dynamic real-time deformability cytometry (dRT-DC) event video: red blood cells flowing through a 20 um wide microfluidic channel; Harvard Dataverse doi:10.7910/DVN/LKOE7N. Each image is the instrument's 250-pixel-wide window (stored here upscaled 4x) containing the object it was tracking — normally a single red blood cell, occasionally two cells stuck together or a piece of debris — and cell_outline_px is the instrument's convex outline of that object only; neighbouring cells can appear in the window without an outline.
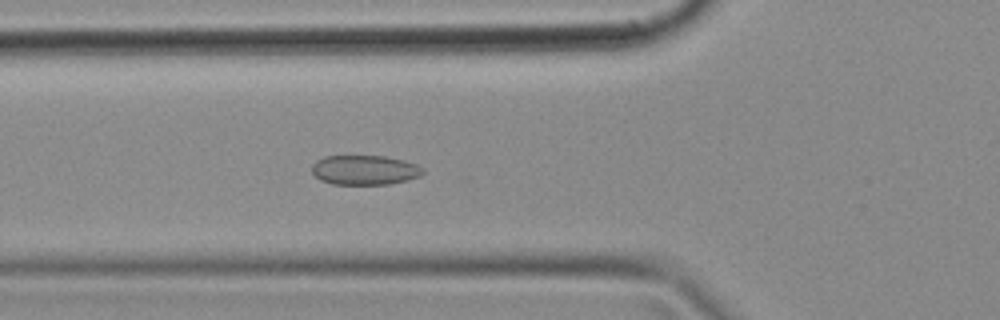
{"species": "common noctule bat (a hibernating species)", "species_latin": "Nyctalus noctula", "temperature_condition": "cold", "stored_images_in_passage": 49, "camera_frame_rate_fps": 3000, "um_per_image_px": 0.085, "animal": {"sex": "female", "body_mass_g": 18.4}, "frame": {"image": 1, "passage_image": 17, "time_ms": 5.333, "image_size_px": [1000, 320], "cell_outline_px": [[424, 172], [420, 176], [408, 180], [388, 184], [332, 184], [320, 180], [312, 172], [312, 164], [316, 160], [324, 156], [384, 156], [404, 160], [416, 164], [424, 168]], "centroid_in_image_um": [31.0, 14.45], "position_along_channel_um": 94.8, "area_um2": 19.25}}
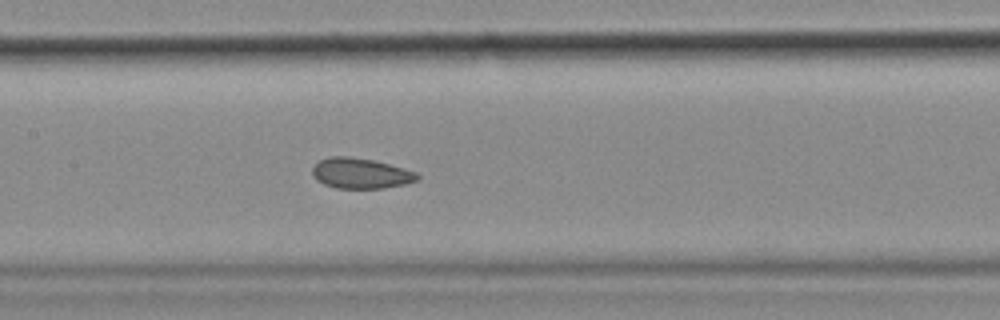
{"frame": {"image": 2, "passage_image": 23, "time_ms": 7.333, "image_size_px": [1000, 320], "cell_outline_px": [[420, 176], [416, 180], [404, 184], [384, 188], [336, 188], [324, 184], [316, 180], [312, 176], [312, 168], [320, 160], [328, 156], [348, 156], [372, 160], [404, 168], [416, 172]], "centroid_in_image_um": [30.62, 14.73], "position_along_channel_um": 176.8, "area_um2": 18.55}}
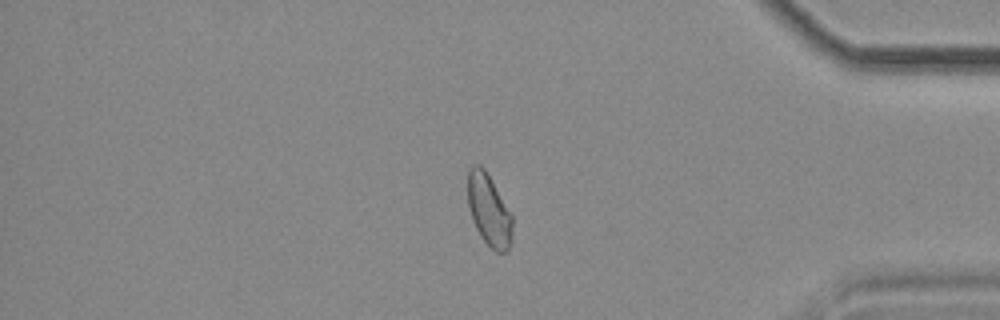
{"frame": {"image": 3, "passage_image": 41, "time_ms": 13.333, "image_size_px": [1000, 320], "cell_outline_px": [[512, 240], [508, 252], [496, 252], [480, 236], [472, 220], [468, 204], [468, 172], [472, 164], [480, 164], [484, 168], [512, 216]], "centroid_in_image_um": [41.55, 17.88], "position_along_channel_um": 393.6, "area_um2": 18.5}}